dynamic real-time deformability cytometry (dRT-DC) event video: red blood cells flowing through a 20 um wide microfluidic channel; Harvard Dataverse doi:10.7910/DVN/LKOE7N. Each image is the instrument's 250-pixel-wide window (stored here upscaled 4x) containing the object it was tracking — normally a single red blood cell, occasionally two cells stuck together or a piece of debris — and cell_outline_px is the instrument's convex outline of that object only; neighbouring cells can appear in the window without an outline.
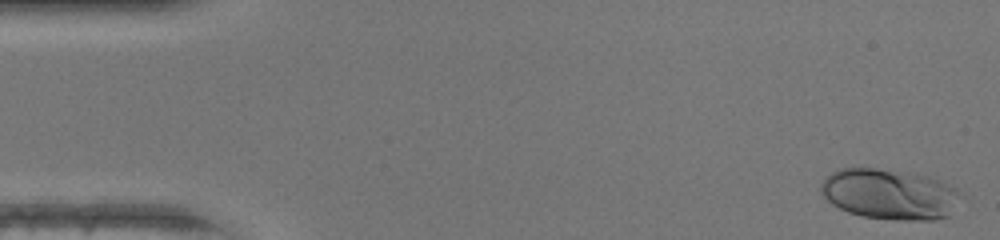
{"species": "human", "species_latin": "Homo sapiens", "temperature_condition": "warm", "stored_images_in_passage": 47, "camera_frame_rate_fps": 3000, "um_per_image_px": 0.085, "donor": {"sex": "female"}, "frame": {"image": 1, "passage_image": 1, "time_ms": 0.0, "image_size_px": [1000, 240], "cell_outline_px": [[956, 192], [948, 216], [936, 220], [896, 220], [864, 216], [848, 212], [832, 204], [824, 196], [820, 188], [820, 184], [832, 172], [840, 168], [876, 168], [908, 172], [928, 176], [940, 180], [956, 188]], "centroid_in_image_um": [75.54, 16.49], "position_along_channel_um": 9.5, "area_um2": 40.46}}
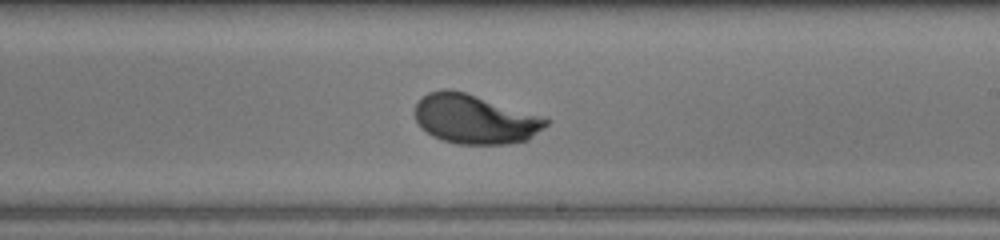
{"frame": {"image": 2, "passage_image": 27, "time_ms": 8.667, "image_size_px": [1000, 240], "cell_outline_px": [[552, 120], [548, 124], [528, 140], [508, 144], [460, 144], [444, 140], [432, 136], [420, 128], [412, 112], [416, 100], [428, 92], [444, 88], [448, 88], [464, 92], [544, 116]], "centroid_in_image_um": [40.32, 10.11], "position_along_channel_um": 248.7, "area_um2": 38.15}}
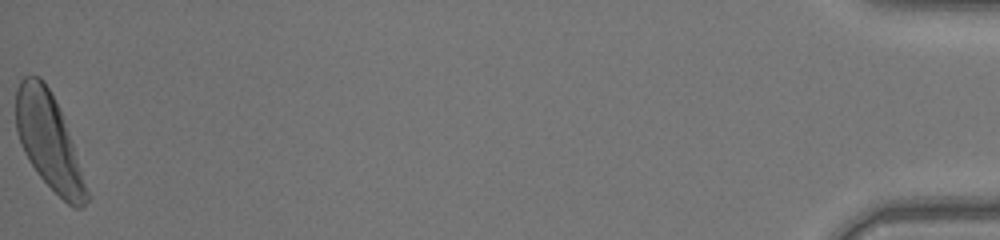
{"frame": {"image": 3, "passage_image": 47, "time_ms": 15.333, "image_size_px": [1000, 240], "cell_outline_px": [[88, 200], [84, 208], [72, 208], [36, 172], [28, 160], [20, 144], [16, 128], [16, 88], [20, 80], [24, 76], [40, 76], [44, 80], [60, 112], [72, 144], [88, 192]], "centroid_in_image_um": [4.11, 12.01], "position_along_channel_um": 431.1, "area_um2": 38.32}, "authors_computed_cell_mechanics": {"area_um2": 37.57, "velocity_mm_per_s": 4.35, "shape_relaxation_time_tau1_ms": 2.1527, "shape_relaxation_time_tau2_ms": null, "deformation_change_tau1": 0.1644, "deformation_change_tau2": null}}